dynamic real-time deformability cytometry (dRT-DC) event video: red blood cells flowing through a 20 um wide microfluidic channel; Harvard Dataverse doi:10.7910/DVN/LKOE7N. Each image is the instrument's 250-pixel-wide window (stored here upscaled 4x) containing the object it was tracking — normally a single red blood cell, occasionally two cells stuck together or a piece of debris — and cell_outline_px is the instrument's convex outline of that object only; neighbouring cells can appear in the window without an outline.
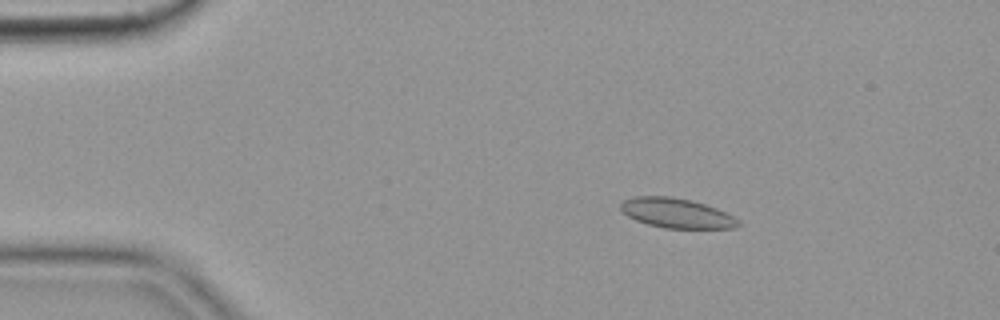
{"species": "common noctule bat (a hibernating species)", "species_latin": "Nyctalus noctula", "temperature_condition": "cold", "stored_images_in_passage": 55, "camera_frame_rate_fps": 3000, "um_per_image_px": 0.085, "animal": {"sex": "female", "body_mass_g": 19.9}, "frame": {"image": 1, "passage_image": 9, "time_ms": 2.667, "image_size_px": [1000, 320], "cell_outline_px": [[740, 224], [736, 228], [664, 228], [648, 224], [636, 220], [628, 216], [620, 208], [620, 204], [624, 200], [636, 196], [668, 196], [692, 200], [716, 208], [740, 220]], "centroid_in_image_um": [57.51, 18.11], "position_along_channel_um": 27.5, "area_um2": 20.23}}
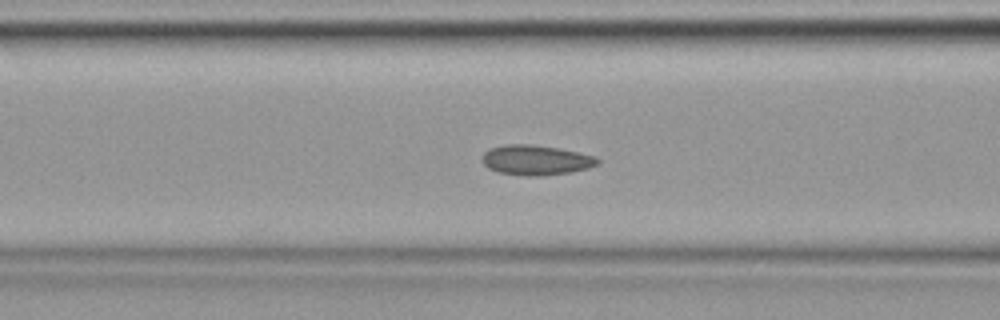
{"frame": {"image": 2, "passage_image": 22, "time_ms": 7.0, "image_size_px": [1000, 320], "cell_outline_px": [[600, 164], [588, 168], [572, 172], [540, 176], [524, 176], [500, 172], [488, 168], [480, 160], [484, 152], [488, 148], [508, 144], [532, 144], [560, 148], [580, 152], [596, 156], [600, 160]], "centroid_in_image_um": [45.57, 13.6], "position_along_channel_um": 121.0, "area_um2": 20.52}}
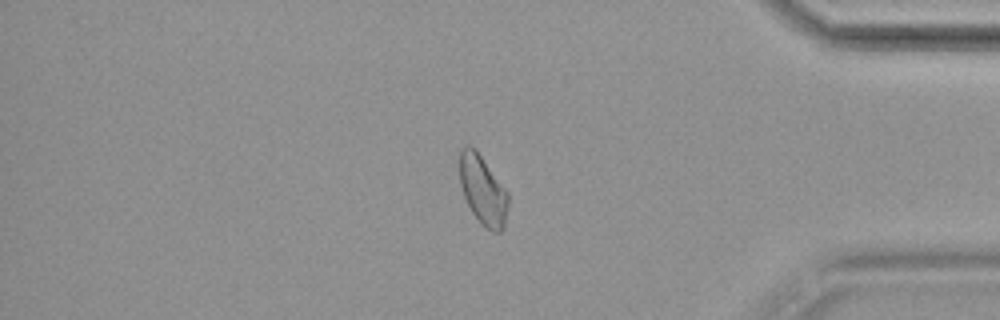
{"frame": {"image": 3, "passage_image": 47, "time_ms": 15.333, "image_size_px": [1000, 320], "cell_outline_px": [[508, 204], [504, 228], [500, 232], [492, 232], [484, 228], [480, 224], [472, 212], [464, 196], [460, 184], [460, 148], [468, 144], [472, 144], [476, 148], [508, 192]], "centroid_in_image_um": [41.04, 16.15], "position_along_channel_um": 394.2, "area_um2": 19.88}, "authors_computed_cell_mechanics": {"area_um2": 19.9988, "velocity_mm_per_s": 3.5871, "shape_relaxation_time_tau1_ms": null, "shape_relaxation_time_tau2_ms": 2.0659, "deformation_change_tau1": null, "deformation_change_tau2": 0.0771}}